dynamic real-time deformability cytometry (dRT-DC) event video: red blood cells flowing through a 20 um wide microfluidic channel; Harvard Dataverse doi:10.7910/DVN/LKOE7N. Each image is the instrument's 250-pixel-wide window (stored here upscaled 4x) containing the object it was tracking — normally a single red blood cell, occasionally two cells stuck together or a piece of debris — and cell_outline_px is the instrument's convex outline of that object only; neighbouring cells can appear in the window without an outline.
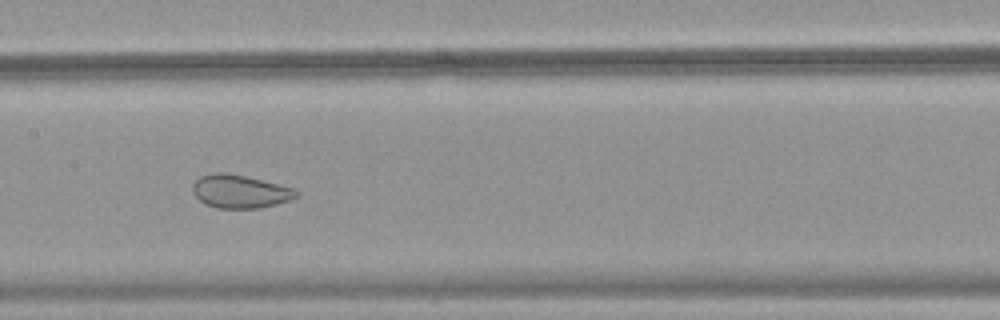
{"species": "common noctule bat (a hibernating species)", "species_latin": "Nyctalus noctula", "temperature_condition": "warm", "stored_images_in_passage": 39, "camera_frame_rate_fps": 3000, "um_per_image_px": 0.085, "animal": {"sex": "female", "body_mass_g": 18.4}, "frame": {"image": 1, "passage_image": 14, "time_ms": 4.333, "image_size_px": [1000, 320], "cell_outline_px": [[300, 196], [292, 200], [260, 208], [216, 208], [204, 204], [192, 192], [192, 184], [200, 176], [212, 172], [224, 172], [244, 176], [292, 188], [300, 192]], "centroid_in_image_um": [20.38, 16.28], "position_along_channel_um": 187.0, "area_um2": 20.11}}
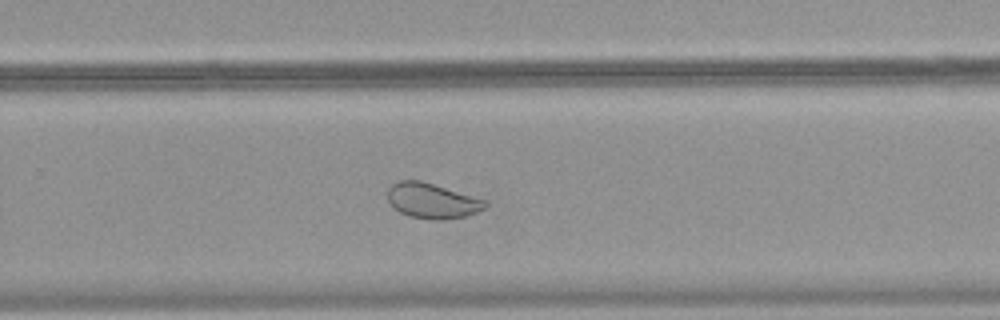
{"frame": {"image": 2, "passage_image": 22, "time_ms": 7.0, "image_size_px": [1000, 320], "cell_outline_px": [[488, 204], [484, 208], [476, 212], [464, 216], [444, 220], [432, 220], [408, 216], [392, 208], [388, 200], [388, 188], [392, 184], [400, 180], [420, 180], [488, 200]], "centroid_in_image_um": [36.72, 17.07], "position_along_channel_um": 293.1, "area_um2": 20.17}}
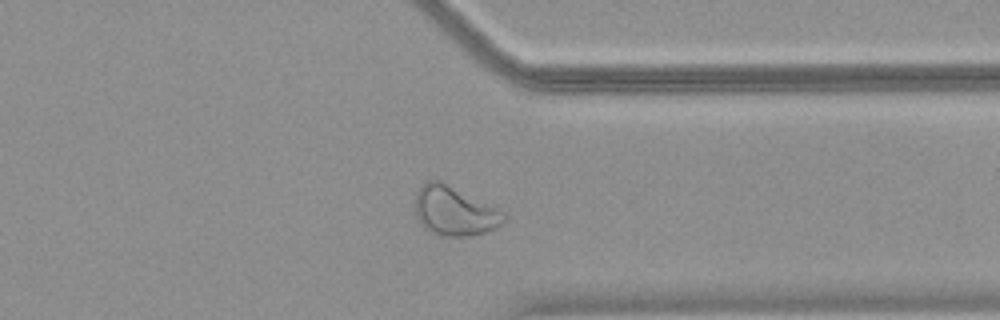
{"frame": {"image": 3, "passage_image": 28, "time_ms": 9.0, "image_size_px": [1000, 320], "cell_outline_px": [[504, 220], [496, 228], [484, 232], [468, 236], [444, 236], [424, 228], [416, 216], [416, 192], [428, 180], [444, 180], [504, 212]], "centroid_in_image_um": [38.62, 17.91], "position_along_channel_um": 372.8, "area_um2": 25.32}}